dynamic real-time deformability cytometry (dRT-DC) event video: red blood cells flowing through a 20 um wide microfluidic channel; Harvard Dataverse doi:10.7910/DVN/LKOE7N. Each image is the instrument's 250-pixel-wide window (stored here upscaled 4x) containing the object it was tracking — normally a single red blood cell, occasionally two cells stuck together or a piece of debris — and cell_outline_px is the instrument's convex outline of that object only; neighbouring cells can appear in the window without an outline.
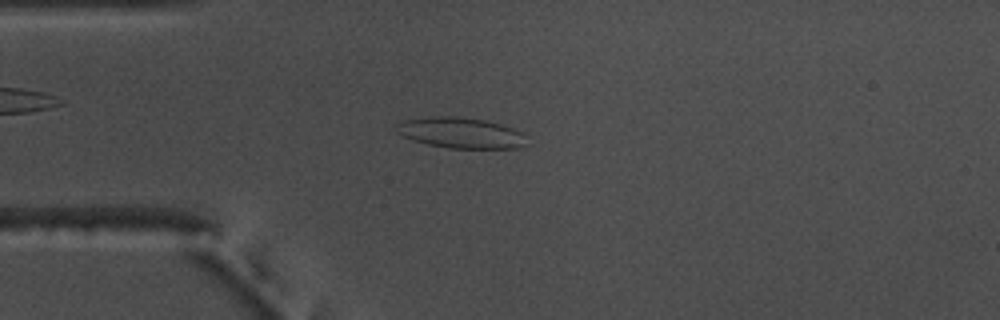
{"species": "common noctule bat (a hibernating species)", "species_latin": "Nyctalus noctula", "temperature_condition": "warm", "stored_images_in_passage": 54, "camera_frame_rate_fps": 3000, "um_per_image_px": 0.085, "animal": {"sex": "male", "body_mass_g": 17.5, "forearm_length_mm": 52.3}, "frame": {"image": 1, "passage_image": 13, "time_ms": 4.0, "image_size_px": [1000, 320], "cell_outline_px": [[528, 144], [520, 148], [448, 148], [428, 144], [412, 140], [396, 132], [396, 124], [404, 120], [432, 116], [456, 116], [484, 120], [500, 124], [524, 132]], "centroid_in_image_um": [39.19, 11.29], "position_along_channel_um": 45.8, "area_um2": 23.47}}
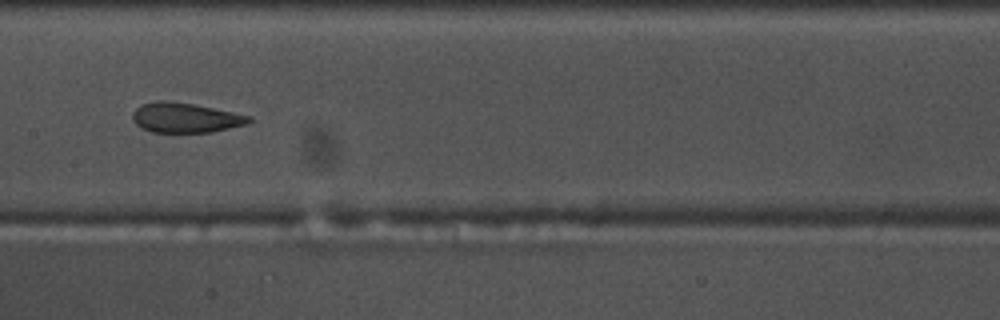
{"frame": {"image": 2, "passage_image": 26, "time_ms": 8.333, "image_size_px": [1000, 320], "cell_outline_px": [[252, 120], [248, 124], [212, 132], [152, 132], [140, 128], [132, 120], [132, 112], [140, 104], [156, 100], [168, 100], [192, 104], [252, 116]], "centroid_in_image_um": [15.72, 10.0], "position_along_channel_um": 191.7, "area_um2": 20.4}}
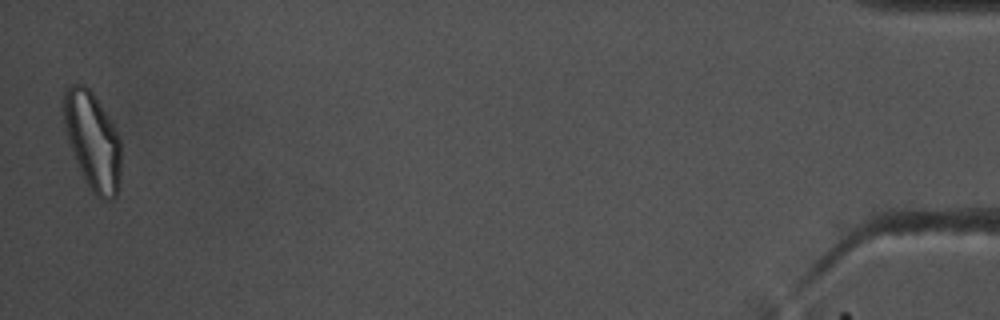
{"frame": {"image": 3, "passage_image": 53, "time_ms": 17.333, "image_size_px": [1000, 320], "cell_outline_px": [[120, 180], [116, 196], [112, 200], [100, 200], [92, 192], [76, 160], [64, 128], [64, 92], [72, 84], [84, 84], [92, 92], [112, 124], [120, 140]], "centroid_in_image_um": [7.88, 12.0], "position_along_channel_um": 427.3, "area_um2": 31.96}, "authors_computed_cell_mechanics": {"area_um2": 23.8425, "velocity_mm_per_s": 3.7066, "shape_relaxation_time_tau1_ms": null, "shape_relaxation_time_tau2_ms": 1.8772, "deformation_change_tau1": null, "deformation_change_tau2": 0.0747}}